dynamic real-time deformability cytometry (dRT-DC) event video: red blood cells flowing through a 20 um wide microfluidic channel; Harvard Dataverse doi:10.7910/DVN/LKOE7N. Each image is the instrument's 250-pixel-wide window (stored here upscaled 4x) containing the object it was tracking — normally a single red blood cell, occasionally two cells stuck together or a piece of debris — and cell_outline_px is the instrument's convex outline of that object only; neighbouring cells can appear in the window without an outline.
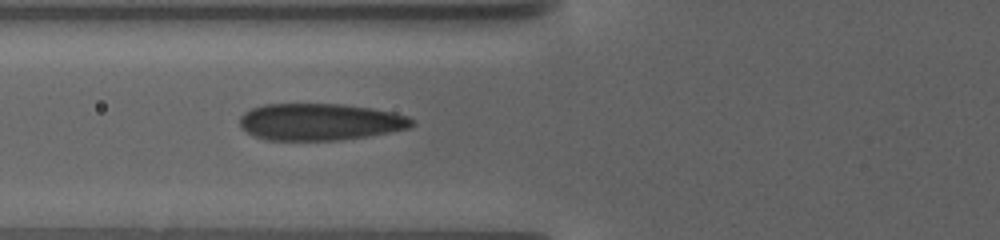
{"species": "human", "species_latin": "Homo sapiens", "temperature_condition": "warm", "stored_images_in_passage": 124, "camera_frame_rate_fps": 3000, "um_per_image_px": 0.085, "donor": {"sex": "female"}, "frame": {"image": 1, "passage_image": 47, "time_ms": 15.333, "image_size_px": [1000, 240], "cell_outline_px": [[416, 124], [408, 128], [368, 136], [340, 140], [264, 140], [252, 136], [240, 128], [240, 116], [244, 112], [252, 108], [264, 104], [344, 104], [372, 108], [392, 112], [408, 116]], "centroid_in_image_um": [27.16, 10.36], "position_along_channel_um": 98.6, "area_um2": 37.22}}
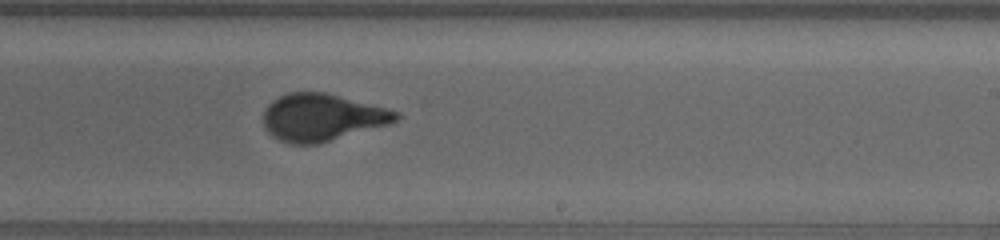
{"frame": {"image": 2, "passage_image": 77, "time_ms": 25.333, "image_size_px": [1000, 240], "cell_outline_px": [[400, 116], [396, 120], [388, 124], [316, 144], [288, 144], [272, 136], [264, 128], [264, 108], [272, 100], [288, 92], [324, 92], [400, 112]], "centroid_in_image_um": [27.31, 9.98], "position_along_channel_um": 261.7, "area_um2": 36.07}}
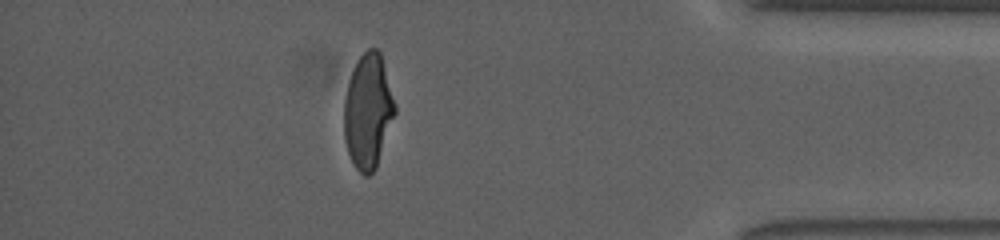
{"frame": {"image": 3, "passage_image": 109, "time_ms": 36.0, "image_size_px": [1000, 240], "cell_outline_px": [[396, 112], [376, 168], [368, 176], [364, 176], [356, 168], [348, 152], [344, 136], [344, 100], [348, 84], [352, 72], [360, 56], [368, 48], [376, 48], [380, 52], [396, 104]], "centroid_in_image_um": [31.29, 9.46], "position_along_channel_um": 403.9, "area_um2": 33.76}}